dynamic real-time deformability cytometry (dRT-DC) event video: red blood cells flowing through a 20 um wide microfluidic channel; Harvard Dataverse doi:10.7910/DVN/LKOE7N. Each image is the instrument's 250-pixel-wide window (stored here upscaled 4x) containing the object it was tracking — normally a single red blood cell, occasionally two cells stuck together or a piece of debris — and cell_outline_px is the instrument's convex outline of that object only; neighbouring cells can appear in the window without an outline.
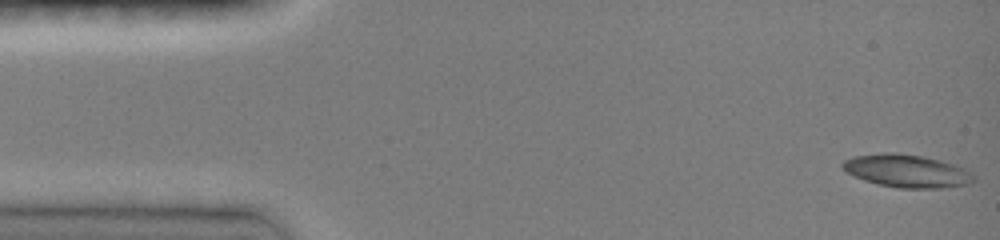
{"species": "common noctule bat (a hibernating species)", "species_latin": "Nyctalus noctula", "temperature_condition": "room temperature", "stored_images_in_passage": 42, "camera_frame_rate_fps": 3000, "um_per_image_px": 0.085, "animal": {"sex": "female", "body_mass_g": 19.0, "forearm_length_mm": 51.5}, "frame": {"image": 1, "passage_image": 1, "time_ms": 0.0, "image_size_px": [1000, 240], "cell_outline_px": [[976, 180], [968, 184], [940, 188], [896, 188], [864, 180], [848, 172], [840, 164], [844, 160], [852, 156], [884, 152], [896, 152], [924, 156], [956, 164], [964, 168], [976, 176]], "centroid_in_image_um": [77.11, 14.52], "position_along_channel_um": 7.9, "area_um2": 25.26}}
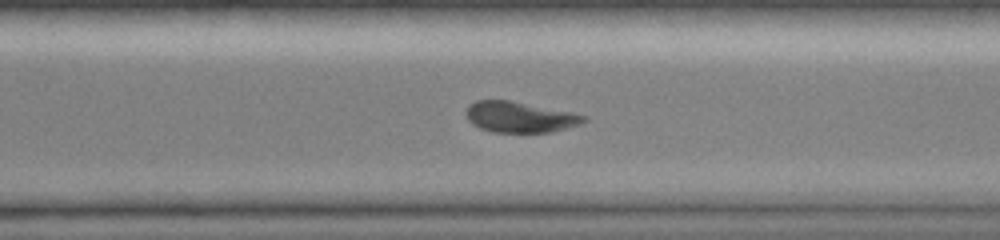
{"frame": {"image": 2, "passage_image": 30, "time_ms": 9.667, "image_size_px": [1000, 240], "cell_outline_px": [[588, 120], [580, 124], [552, 132], [492, 132], [480, 128], [472, 124], [468, 120], [468, 104], [476, 100], [508, 100], [572, 112], [588, 116]], "centroid_in_image_um": [44.21, 9.95], "position_along_channel_um": 326.4, "area_um2": 21.04}}
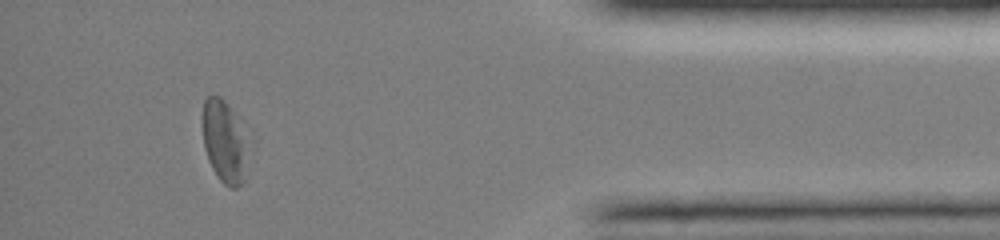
{"frame": {"image": 3, "passage_image": 38, "time_ms": 12.333, "image_size_px": [1000, 240], "cell_outline_px": [[256, 148], [244, 180], [236, 188], [228, 188], [220, 180], [212, 168], [208, 160], [204, 148], [200, 124], [200, 120], [204, 100], [208, 96], [220, 96], [228, 104], [256, 140]], "centroid_in_image_um": [19.23, 12.04], "position_along_channel_um": 416.0, "area_um2": 24.74}, "authors_computed_cell_mechanics": {"area_um2": 22.2819, "velocity_mm_per_s": 4.0795, "shape_relaxation_time_tau1_ms": 3.1739, "shape_relaxation_time_tau2_ms": null, "deformation_change_tau1": 0.128, "deformation_change_tau2": null}}